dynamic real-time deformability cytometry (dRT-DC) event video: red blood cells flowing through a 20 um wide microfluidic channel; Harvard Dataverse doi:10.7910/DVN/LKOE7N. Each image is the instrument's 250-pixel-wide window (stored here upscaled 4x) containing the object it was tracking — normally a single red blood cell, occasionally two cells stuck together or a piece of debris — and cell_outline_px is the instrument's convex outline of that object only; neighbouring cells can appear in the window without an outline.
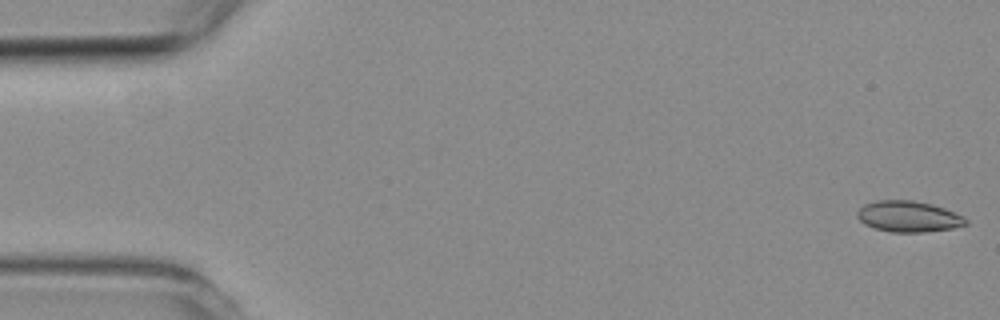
{"species": "common noctule bat (a hibernating species)", "species_latin": "Nyctalus noctula", "temperature_condition": "room temperature", "stored_images_in_passage": 6, "camera_frame_rate_fps": 3000, "um_per_image_px": 0.085, "animal": {"sex": "female", "body_mass_g": 19.3, "forearm_length_mm": 54.1}, "frame": {"image": 1, "passage_image": 1, "time_ms": 0.0, "image_size_px": [1000, 320], "cell_outline_px": [[968, 224], [952, 228], [924, 232], [892, 232], [876, 228], [864, 224], [856, 216], [856, 212], [864, 204], [876, 200], [912, 200], [932, 204], [944, 208], [964, 216], [968, 220]], "centroid_in_image_um": [77.22, 18.39], "position_along_channel_um": 7.8, "area_um2": 19.65}}
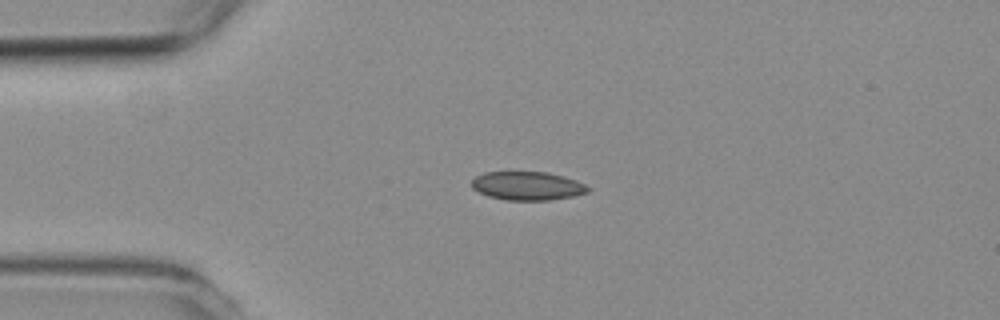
{"frame": {"image": 2, "passage_image": 4, "time_ms": 3.667, "image_size_px": [1000, 320], "cell_outline_px": [[588, 192], [576, 196], [548, 200], [504, 200], [488, 196], [472, 188], [472, 180], [476, 176], [484, 172], [548, 172], [564, 176], [576, 180], [584, 184], [588, 188]], "centroid_in_image_um": [44.83, 15.8], "position_along_channel_um": 40.2, "area_um2": 19.36}}
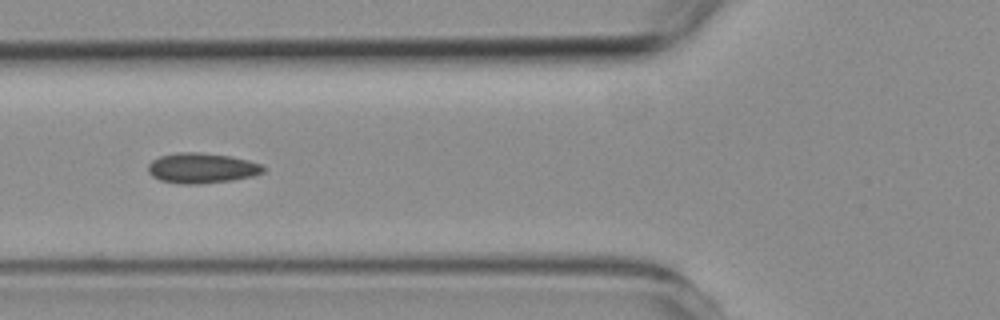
{"frame": {"image": 3, "passage_image": 6, "time_ms": 6.0, "image_size_px": [1000, 320], "cell_outline_px": [[264, 172], [252, 176], [232, 180], [200, 184], [180, 184], [160, 180], [152, 176], [148, 172], [148, 164], [152, 160], [160, 156], [176, 152], [200, 152], [232, 156], [248, 160], [260, 164], [264, 168]], "centroid_in_image_um": [17.12, 14.28], "position_along_channel_um": 108.7, "area_um2": 20.4}}